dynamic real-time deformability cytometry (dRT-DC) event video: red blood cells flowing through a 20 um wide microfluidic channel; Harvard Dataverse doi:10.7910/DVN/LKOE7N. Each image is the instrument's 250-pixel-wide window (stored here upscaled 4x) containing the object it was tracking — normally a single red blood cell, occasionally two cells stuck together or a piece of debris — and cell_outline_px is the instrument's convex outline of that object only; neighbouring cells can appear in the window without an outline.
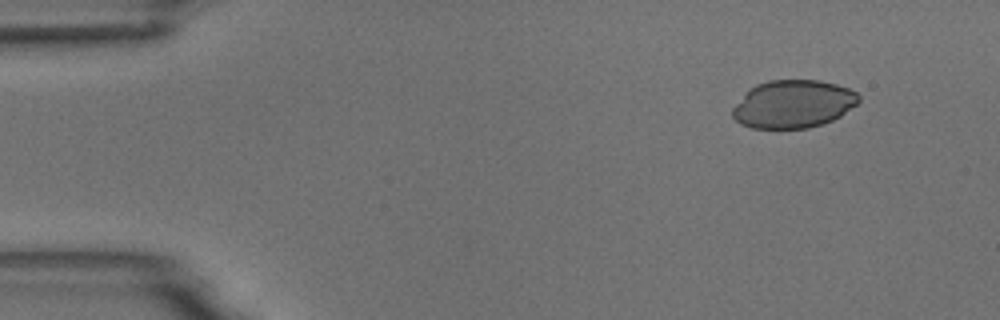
{"species": "common noctule bat (a hibernating species)", "species_latin": "Nyctalus noctula", "temperature_condition": "room temperature", "stored_images_in_passage": 4, "camera_frame_rate_fps": 3000, "um_per_image_px": 0.085, "animal": {"sex": "male", "body_mass_g": 18.8}, "frame": {"image": 1, "passage_image": 2, "time_ms": 1.0, "image_size_px": [1000, 320], "cell_outline_px": [[860, 100], [856, 104], [840, 116], [832, 120], [808, 128], [752, 128], [740, 124], [732, 116], [732, 108], [748, 88], [756, 84], [768, 80], [820, 80], [836, 84], [848, 88], [856, 92], [860, 96]], "centroid_in_image_um": [67.39, 8.83], "position_along_channel_um": 17.6, "area_um2": 35.32}}